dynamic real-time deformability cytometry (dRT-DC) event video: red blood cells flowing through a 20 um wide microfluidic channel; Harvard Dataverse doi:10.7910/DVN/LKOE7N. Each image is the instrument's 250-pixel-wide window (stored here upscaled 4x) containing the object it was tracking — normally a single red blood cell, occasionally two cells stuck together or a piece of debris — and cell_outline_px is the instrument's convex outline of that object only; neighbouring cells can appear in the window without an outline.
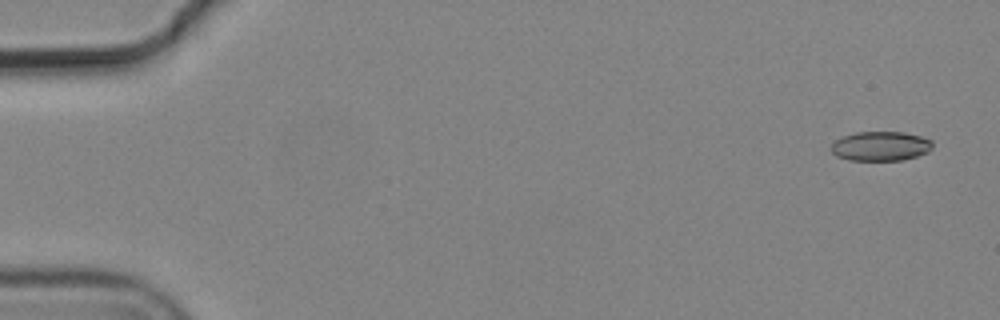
{"species": "common noctule bat (a hibernating species)", "species_latin": "Nyctalus noctula", "temperature_condition": "cold", "stored_images_in_passage": 5, "camera_frame_rate_fps": 3000, "um_per_image_px": 0.085, "animal": {"sex": "male", "body_mass_g": 19.2, "forearm_length_mm": 51.8}, "frame": {"image": 1, "passage_image": 1, "time_ms": 0.0, "image_size_px": [1000, 320], "cell_outline_px": [[932, 148], [928, 152], [904, 160], [848, 160], [836, 156], [832, 152], [832, 144], [836, 140], [844, 136], [856, 132], [904, 132], [920, 136], [932, 140]], "centroid_in_image_um": [74.87, 12.42], "position_along_channel_um": 10.1, "area_um2": 17.34}}
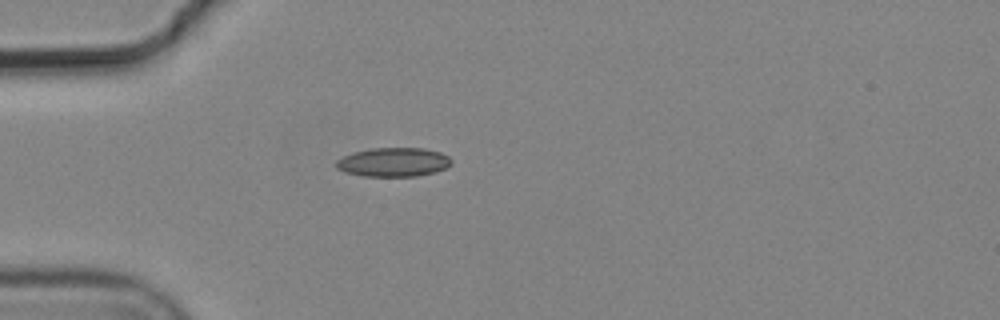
{"frame": {"image": 2, "passage_image": 5, "time_ms": 1.333, "image_size_px": [1000, 320], "cell_outline_px": [[452, 164], [436, 172], [416, 176], [364, 176], [344, 172], [336, 168], [336, 160], [352, 152], [372, 148], [424, 148], [440, 152], [448, 156], [452, 160]], "centroid_in_image_um": [33.44, 13.78], "position_along_channel_um": 51.6, "area_um2": 19.54}}